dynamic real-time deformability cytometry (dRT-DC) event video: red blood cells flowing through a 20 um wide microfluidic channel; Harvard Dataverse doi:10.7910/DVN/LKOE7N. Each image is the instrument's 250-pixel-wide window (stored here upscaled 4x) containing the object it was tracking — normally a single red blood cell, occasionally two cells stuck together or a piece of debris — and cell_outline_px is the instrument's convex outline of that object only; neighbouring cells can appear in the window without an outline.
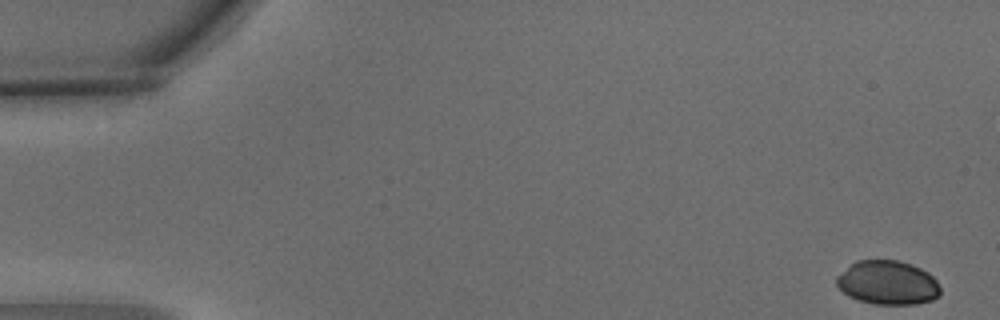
{"species": "common noctule bat (a hibernating species)", "species_latin": "Nyctalus noctula", "temperature_condition": "warm", "stored_images_in_passage": 4, "camera_frame_rate_fps": 3000, "um_per_image_px": 0.085, "animal": {"sex": "male", "body_mass_g": 15.6}, "frame": {"image": 1, "passage_image": 1, "time_ms": 0.0, "image_size_px": [1000, 320], "cell_outline_px": [[940, 296], [932, 300], [916, 304], [876, 304], [860, 300], [848, 296], [836, 284], [836, 276], [856, 260], [896, 260], [912, 264], [928, 272], [936, 280], [940, 288]], "centroid_in_image_um": [75.47, 24.02], "position_along_channel_um": 9.5, "area_um2": 26.59}}
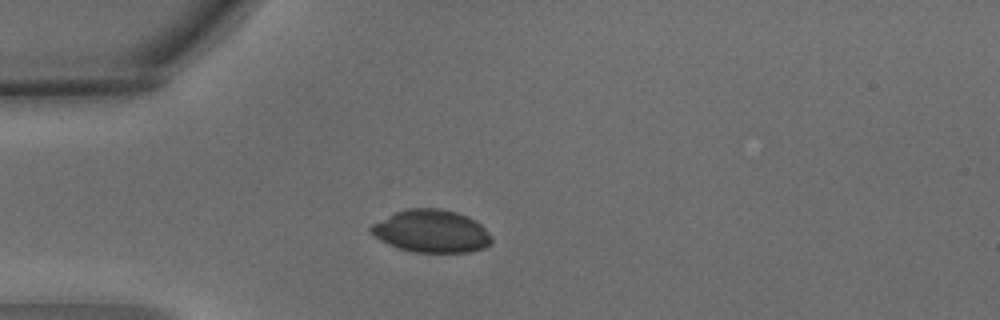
{"frame": {"image": 2, "passage_image": 4, "time_ms": 1.0, "image_size_px": [1000, 320], "cell_outline_px": [[492, 244], [484, 248], [468, 252], [412, 252], [388, 244], [380, 240], [368, 228], [372, 224], [396, 212], [408, 208], [440, 208], [456, 212], [468, 216], [476, 220], [484, 228], [492, 240]], "centroid_in_image_um": [36.68, 19.65], "position_along_channel_um": 48.3, "area_um2": 29.82}}